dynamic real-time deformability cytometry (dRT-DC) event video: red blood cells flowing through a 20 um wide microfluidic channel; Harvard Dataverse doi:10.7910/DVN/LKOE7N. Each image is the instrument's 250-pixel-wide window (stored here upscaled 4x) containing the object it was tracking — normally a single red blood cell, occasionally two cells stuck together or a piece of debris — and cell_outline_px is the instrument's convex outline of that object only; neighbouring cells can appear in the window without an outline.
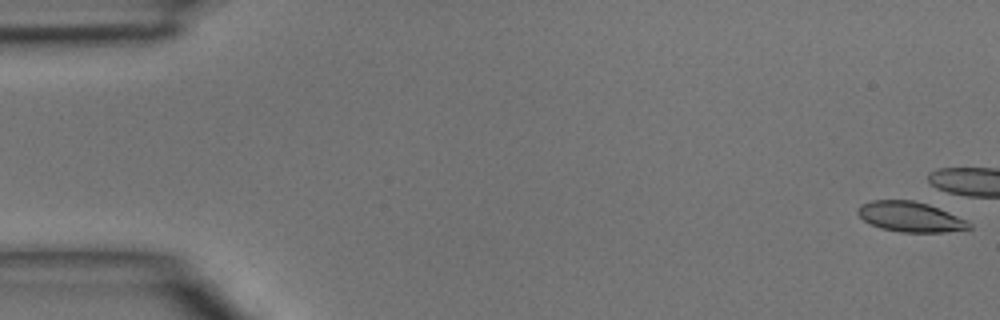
{"species": "common noctule bat (a hibernating species)", "species_latin": "Nyctalus noctula", "temperature_condition": "room temperature", "stored_images_in_passage": 2, "camera_frame_rate_fps": 3000, "um_per_image_px": 0.085, "animal": {"sex": "male", "body_mass_g": 15.6}, "frame": {"image": 1, "passage_image": 1, "time_ms": 0.0, "image_size_px": [1000, 320], "cell_outline_px": [[972, 228], [944, 232], [900, 232], [880, 228], [864, 220], [856, 212], [856, 208], [860, 204], [872, 200], [912, 200], [928, 204], [968, 220], [972, 224]], "centroid_in_image_um": [77.37, 18.42], "position_along_channel_um": 7.6, "area_um2": 19.59}}